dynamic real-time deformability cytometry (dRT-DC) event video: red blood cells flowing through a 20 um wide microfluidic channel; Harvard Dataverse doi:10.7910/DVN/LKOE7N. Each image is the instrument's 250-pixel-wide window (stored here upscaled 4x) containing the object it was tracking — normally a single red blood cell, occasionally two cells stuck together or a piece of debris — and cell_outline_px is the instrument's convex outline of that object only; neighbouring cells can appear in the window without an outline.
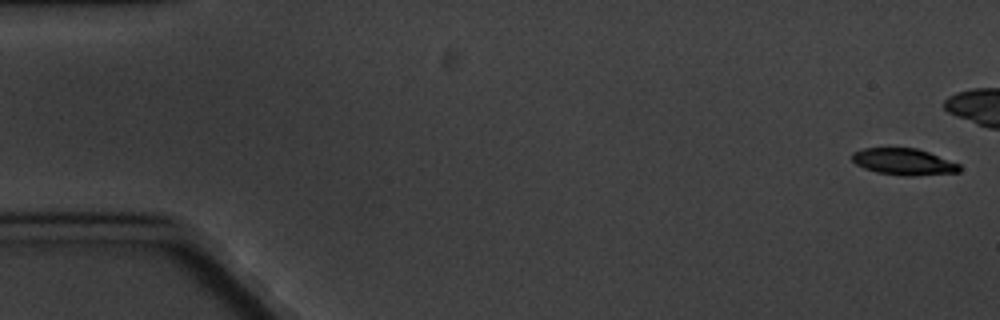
{"species": "common noctule bat (a hibernating species)", "species_latin": "Nyctalus noctula", "temperature_condition": "cold", "stored_images_in_passage": 8, "camera_frame_rate_fps": 3000, "um_per_image_px": 0.085, "animal": {"sex": "male", "body_mass_g": 20.1, "forearm_length_mm": 53.5}, "frame": {"image": 1, "passage_image": 1, "time_ms": 0.0, "image_size_px": [1000, 320], "cell_outline_px": [[960, 172], [912, 176], [904, 176], [876, 172], [864, 168], [856, 164], [852, 160], [852, 152], [864, 148], [916, 148], [928, 152], [960, 164]], "centroid_in_image_um": [76.8, 13.75], "position_along_channel_um": 8.2, "area_um2": 16.59}}